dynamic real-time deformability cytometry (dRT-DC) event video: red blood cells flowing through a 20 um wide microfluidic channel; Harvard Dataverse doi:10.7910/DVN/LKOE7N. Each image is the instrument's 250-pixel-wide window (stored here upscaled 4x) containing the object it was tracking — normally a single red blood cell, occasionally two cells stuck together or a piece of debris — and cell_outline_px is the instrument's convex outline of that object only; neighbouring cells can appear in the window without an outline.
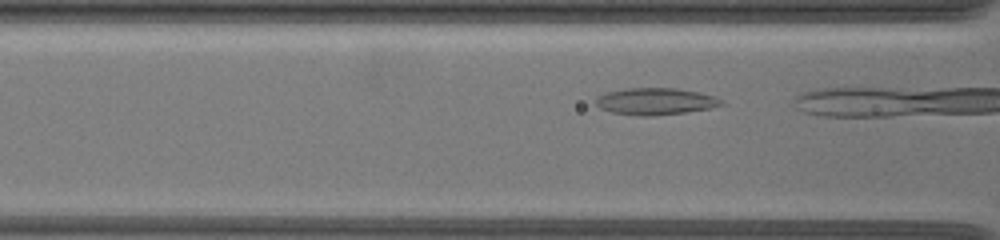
{"species": "common noctule bat (a hibernating species)", "species_latin": "Nyctalus noctula", "temperature_condition": "warm", "stored_images_in_passage": 9, "camera_frame_rate_fps": 3000, "um_per_image_px": 0.085, "animal": {"sex": "female", "body_mass_g": 19.5, "forearm_length_mm": 54.1}, "frame": {"image": 1, "passage_image": 6, "time_ms": 2.0, "image_size_px": [1000, 240], "cell_outline_px": [[724, 104], [708, 108], [684, 112], [652, 116], [636, 116], [612, 112], [600, 108], [596, 104], [596, 96], [604, 92], [628, 88], [676, 88], [696, 92], [712, 96], [720, 100]], "centroid_in_image_um": [55.62, 8.61], "position_along_channel_um": 111.0, "area_um2": 19.42}}